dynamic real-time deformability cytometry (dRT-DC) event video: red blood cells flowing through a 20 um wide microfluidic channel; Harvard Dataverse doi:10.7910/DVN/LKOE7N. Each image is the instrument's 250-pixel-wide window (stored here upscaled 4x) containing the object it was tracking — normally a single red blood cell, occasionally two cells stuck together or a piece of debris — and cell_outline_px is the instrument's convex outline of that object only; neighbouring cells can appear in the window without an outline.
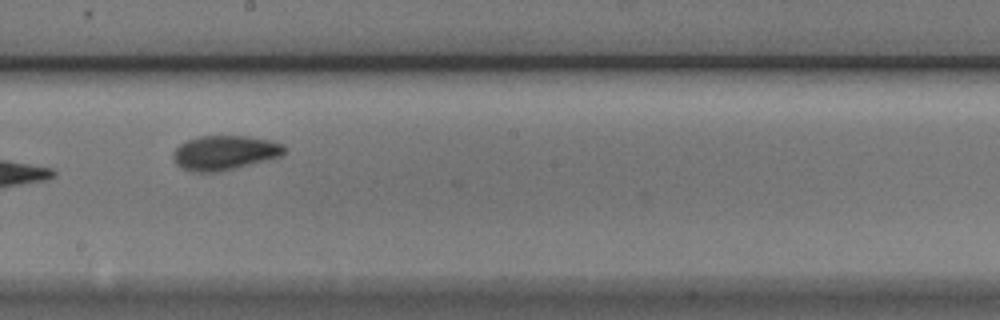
{"species": "Egyptian fruit bat (a non-hibernating species)", "species_latin": "Rousettus aegyptiacus", "temperature_condition": "cold", "stored_images_in_passage": 10, "camera_frame_rate_fps": 3000, "um_per_image_px": 0.085, "animal": {"sex": "male"}, "frame": {"image": 1, "passage_image": 9, "time_ms": 2.667, "image_size_px": [1000, 320], "cell_outline_px": [[288, 148], [280, 156], [268, 160], [220, 172], [192, 172], [176, 164], [172, 156], [172, 152], [180, 144], [188, 140], [200, 136], [248, 136], [272, 140], [284, 144]], "centroid_in_image_um": [19.12, 12.98], "position_along_channel_um": 229.1, "area_um2": 22.54}}
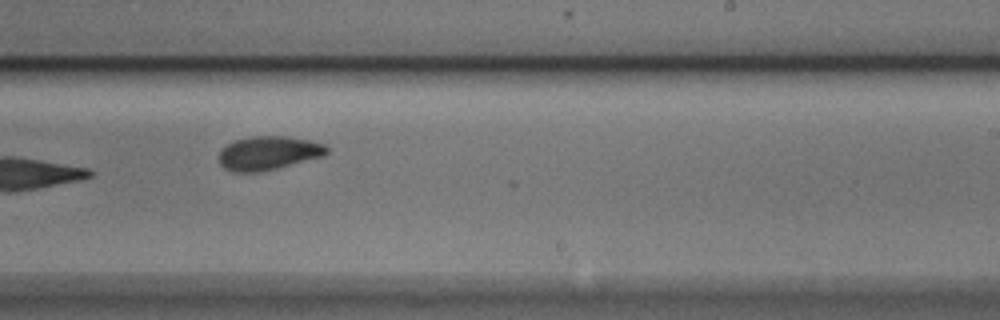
{"frame": {"image": 2, "passage_image": 10, "time_ms": 3.0, "image_size_px": [1000, 320], "cell_outline_px": [[328, 152], [324, 156], [260, 172], [232, 172], [224, 168], [220, 164], [220, 152], [228, 144], [236, 140], [248, 136], [288, 136], [308, 140], [324, 144], [328, 148]], "centroid_in_image_um": [22.82, 13.01], "position_along_channel_um": 266.2, "area_um2": 21.1}}